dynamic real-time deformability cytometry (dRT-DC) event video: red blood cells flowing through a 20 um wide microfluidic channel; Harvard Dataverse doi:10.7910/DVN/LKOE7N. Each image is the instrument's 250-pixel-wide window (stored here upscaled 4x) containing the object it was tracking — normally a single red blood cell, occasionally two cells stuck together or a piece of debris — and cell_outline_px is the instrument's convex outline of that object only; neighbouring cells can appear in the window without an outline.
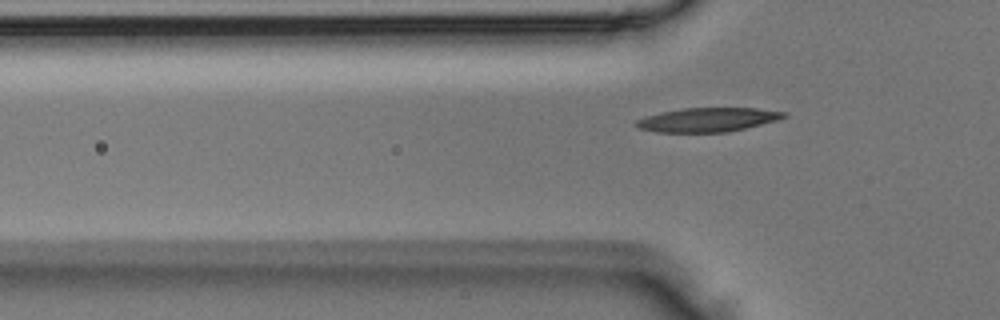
{"species": "Egyptian fruit bat (a non-hibernating species)", "species_latin": "Rousettus aegyptiacus", "temperature_condition": "room temperature", "stored_images_in_passage": 4, "camera_frame_rate_fps": 3000, "um_per_image_px": 0.085, "animal": {"sex": "male"}, "frame": {"image": 1, "passage_image": 4, "time_ms": 1.0, "image_size_px": [1000, 320], "cell_outline_px": [[788, 116], [780, 120], [728, 132], [656, 132], [640, 128], [632, 124], [636, 120], [660, 112], [684, 108], [756, 108], [788, 112]], "centroid_in_image_um": [60.21, 10.17], "position_along_channel_um": 65.6, "area_um2": 20.81}}